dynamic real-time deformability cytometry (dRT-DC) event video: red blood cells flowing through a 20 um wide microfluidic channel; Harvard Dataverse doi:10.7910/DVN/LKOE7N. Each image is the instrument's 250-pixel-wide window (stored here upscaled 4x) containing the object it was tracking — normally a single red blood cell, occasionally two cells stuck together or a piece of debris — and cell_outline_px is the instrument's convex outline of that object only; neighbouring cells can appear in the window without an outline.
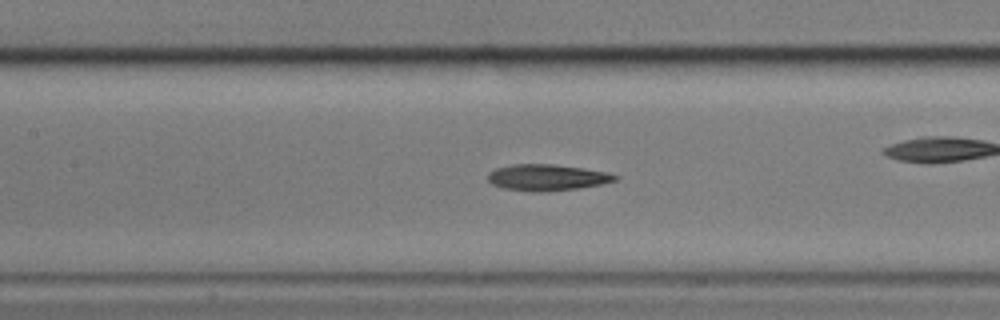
{"species": "common noctule bat (a hibernating species)", "species_latin": "Nyctalus noctula", "temperature_condition": "cold", "stored_images_in_passage": 41, "camera_frame_rate_fps": 3000, "um_per_image_px": 0.085, "animal": {"sex": "male", "body_mass_g": 17.9}, "frame": {"image": 1, "passage_image": 18, "time_ms": 5.667, "image_size_px": [1000, 320], "cell_outline_px": [[620, 176], [616, 180], [600, 184], [580, 188], [540, 192], [532, 192], [504, 188], [492, 184], [488, 180], [488, 172], [496, 168], [512, 164], [556, 164], [584, 168], [608, 172]], "centroid_in_image_um": [46.5, 15.08], "position_along_channel_um": 160.9, "area_um2": 19.59}, "authors_computed_cell_mechanics": {"area_um2": 19.4208, "velocity_mm_per_s": 3.5635, "shape_relaxation_time_tau1_ms": null, "shape_relaxation_time_tau2_ms": 6.2831, "deformation_change_tau1": null, "deformation_change_tau2": 0.1758}}